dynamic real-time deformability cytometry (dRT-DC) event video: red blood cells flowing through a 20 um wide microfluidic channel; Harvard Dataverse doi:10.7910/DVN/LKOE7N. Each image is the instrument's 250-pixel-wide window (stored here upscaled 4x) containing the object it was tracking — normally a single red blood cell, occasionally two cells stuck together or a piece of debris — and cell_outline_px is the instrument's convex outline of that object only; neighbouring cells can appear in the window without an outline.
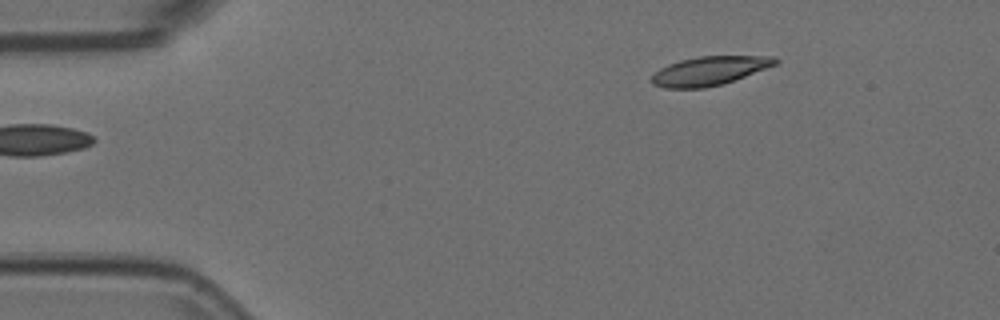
{"species": "Egyptian fruit bat (a non-hibernating species)", "species_latin": "Rousettus aegyptiacus", "temperature_condition": "room temperature", "stored_images_in_passage": 48, "camera_frame_rate_fps": 3000, "um_per_image_px": 0.085, "animal": {"sex": "female"}, "frame": {"image": 1, "passage_image": 1, "time_ms": 0.0, "image_size_px": [1000, 320], "cell_outline_px": [[780, 60], [776, 64], [724, 84], [704, 88], [664, 88], [652, 84], [652, 76], [660, 68], [668, 64], [680, 60], [700, 56], [772, 56]], "centroid_in_image_um": [60.29, 6.02], "position_along_channel_um": 24.7, "area_um2": 20.69}}
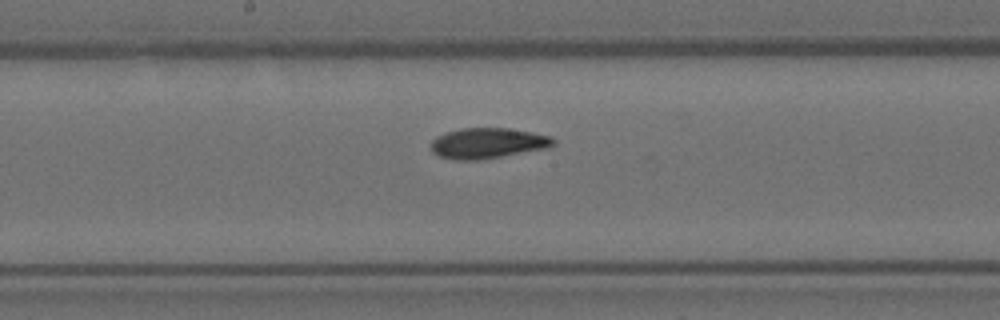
{"frame": {"image": 2, "passage_image": 21, "time_ms": 6.667, "image_size_px": [1000, 320], "cell_outline_px": [[556, 144], [548, 148], [476, 160], [456, 160], [440, 156], [432, 152], [432, 140], [436, 136], [460, 128], [508, 128], [532, 132], [552, 136], [556, 140]], "centroid_in_image_um": [41.49, 12.16], "position_along_channel_um": 206.7, "area_um2": 21.68}}
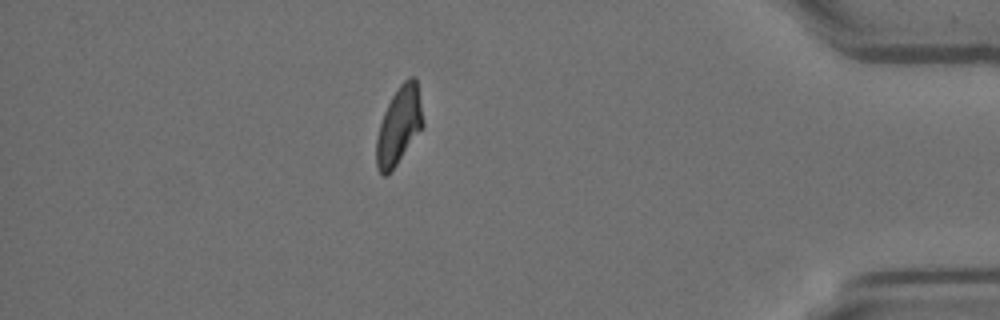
{"frame": {"image": 3, "passage_image": 40, "time_ms": 13.0, "image_size_px": [1000, 320], "cell_outline_px": [[424, 124], [396, 164], [384, 176], [376, 168], [376, 140], [380, 124], [384, 112], [392, 96], [400, 84], [408, 76], [416, 76]], "centroid_in_image_um": [33.9, 10.62], "position_along_channel_um": 401.3, "area_um2": 20.58}, "authors_computed_cell_mechanics": {"area_um2": 21.386, "velocity_mm_per_s": 3.7478, "shape_relaxation_time_tau1_ms": null, "shape_relaxation_time_tau2_ms": 4.0683, "deformation_change_tau1": null, "deformation_change_tau2": 0.0935}}